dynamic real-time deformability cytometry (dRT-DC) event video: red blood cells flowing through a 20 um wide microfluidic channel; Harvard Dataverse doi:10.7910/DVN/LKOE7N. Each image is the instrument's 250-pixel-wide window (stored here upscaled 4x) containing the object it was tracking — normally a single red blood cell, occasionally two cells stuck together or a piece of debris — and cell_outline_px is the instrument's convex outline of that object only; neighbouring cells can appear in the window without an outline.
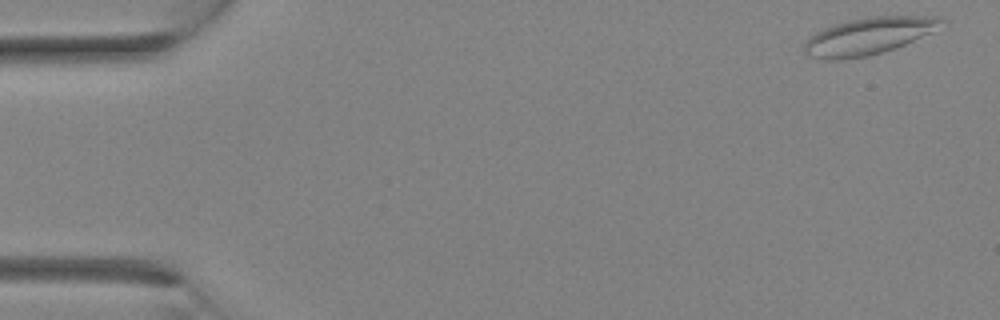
{"species": "Egyptian fruit bat (a non-hibernating species)", "species_latin": "Rousettus aegyptiacus", "temperature_condition": "room temperature", "stored_images_in_passage": 4, "camera_frame_rate_fps": 3000, "um_per_image_px": 0.085, "animal": {"sex": "female"}, "frame": {"image": 1, "passage_image": 4, "time_ms": 3.333, "image_size_px": [1000, 320], "cell_outline_px": [[948, 24], [932, 32], [896, 48], [868, 56], [840, 60], [828, 60], [808, 56], [804, 52], [804, 44], [816, 32], [824, 28], [848, 20], [868, 16], [940, 16]], "centroid_in_image_um": [73.88, 3.06], "position_along_channel_um": 11.1, "area_um2": 29.77}}